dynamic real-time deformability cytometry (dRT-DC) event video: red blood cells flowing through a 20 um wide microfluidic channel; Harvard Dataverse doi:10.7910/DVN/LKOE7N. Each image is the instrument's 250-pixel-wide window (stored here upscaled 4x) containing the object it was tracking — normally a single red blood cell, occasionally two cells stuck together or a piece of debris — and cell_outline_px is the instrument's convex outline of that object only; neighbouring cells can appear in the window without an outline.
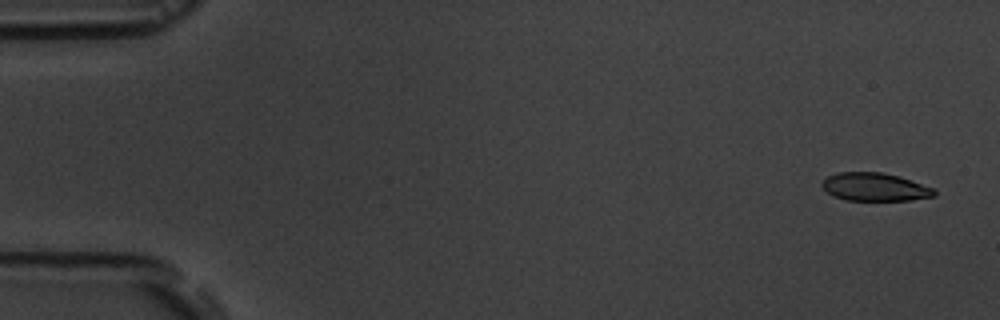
{"species": "common noctule bat (a hibernating species)", "species_latin": "Nyctalus noctula", "temperature_condition": "room temperature", "stored_images_in_passage": 5, "camera_frame_rate_fps": 3000, "um_per_image_px": 0.085, "animal": {"sex": "male", "body_mass_g": 19.5, "forearm_length_mm": 54.6}, "frame": {"image": 1, "passage_image": 1, "time_ms": 0.0, "image_size_px": [1000, 320], "cell_outline_px": [[936, 196], [908, 200], [848, 200], [832, 196], [820, 184], [828, 176], [836, 172], [880, 172], [900, 176], [936, 188]], "centroid_in_image_um": [74.39, 15.88], "position_along_channel_um": 10.6, "area_um2": 18.5}}
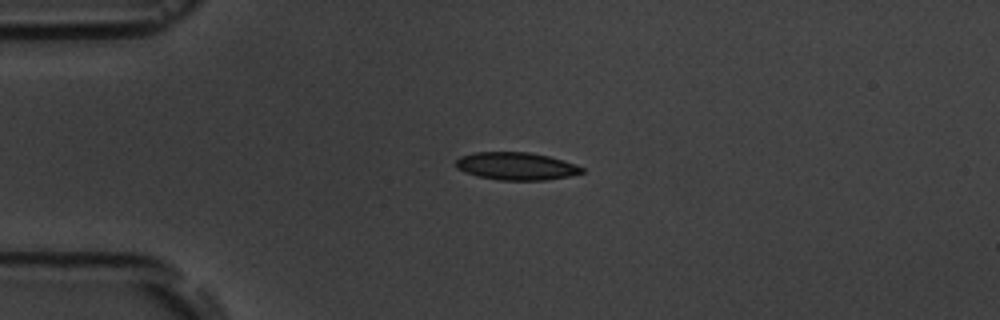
{"frame": {"image": 2, "passage_image": 4, "time_ms": 3.667, "image_size_px": [1000, 320], "cell_outline_px": [[584, 172], [568, 176], [544, 180], [500, 180], [476, 176], [464, 172], [456, 168], [456, 160], [460, 156], [472, 152], [528, 152], [548, 156], [576, 164], [584, 168]], "centroid_in_image_um": [43.84, 14.12], "position_along_channel_um": 41.2, "area_um2": 20.35}}